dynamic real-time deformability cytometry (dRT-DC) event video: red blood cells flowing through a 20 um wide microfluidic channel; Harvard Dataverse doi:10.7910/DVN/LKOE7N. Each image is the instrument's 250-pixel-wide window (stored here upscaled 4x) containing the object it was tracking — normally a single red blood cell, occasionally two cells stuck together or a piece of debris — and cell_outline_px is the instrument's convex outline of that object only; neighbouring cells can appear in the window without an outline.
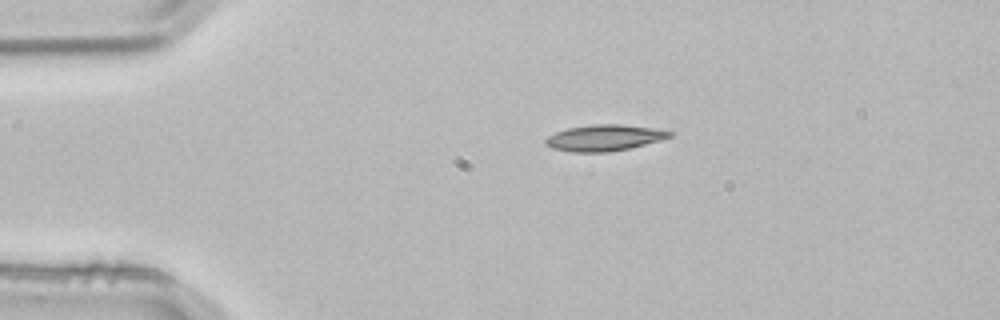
{"species": "common noctule bat (a hibernating species)", "species_latin": "Nyctalus noctula", "temperature_condition": "room temperature", "stored_images_in_passage": 2, "camera_frame_rate_fps": 3000, "um_per_image_px": 0.085, "animal": {"sex": "male", "body_mass_g": 21.5, "forearm_length_mm": 52.0}, "frame": {"image": 1, "passage_image": 1, "time_ms": 0.0, "image_size_px": [1000, 320], "cell_outline_px": [[672, 136], [660, 140], [628, 148], [608, 152], [572, 152], [552, 148], [544, 144], [544, 140], [548, 136], [556, 132], [568, 128], [592, 124], [624, 124], [652, 128], [672, 132]], "centroid_in_image_um": [51.32, 11.71], "position_along_channel_um": 33.7, "area_um2": 18.79}}
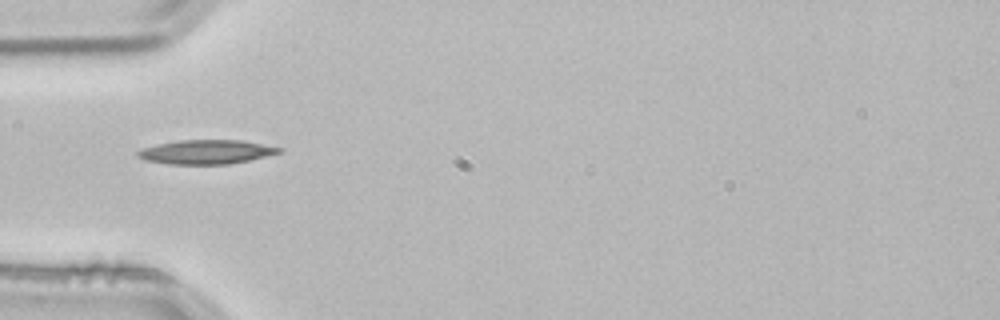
{"frame": {"image": 2, "passage_image": 2, "time_ms": 0.333, "image_size_px": [1000, 320], "cell_outline_px": [[284, 152], [248, 160], [228, 164], [168, 164], [144, 160], [136, 156], [136, 152], [140, 148], [180, 140], [240, 140], [284, 148]], "centroid_in_image_um": [17.52, 12.92], "position_along_channel_um": 67.5, "area_um2": 19.88}}